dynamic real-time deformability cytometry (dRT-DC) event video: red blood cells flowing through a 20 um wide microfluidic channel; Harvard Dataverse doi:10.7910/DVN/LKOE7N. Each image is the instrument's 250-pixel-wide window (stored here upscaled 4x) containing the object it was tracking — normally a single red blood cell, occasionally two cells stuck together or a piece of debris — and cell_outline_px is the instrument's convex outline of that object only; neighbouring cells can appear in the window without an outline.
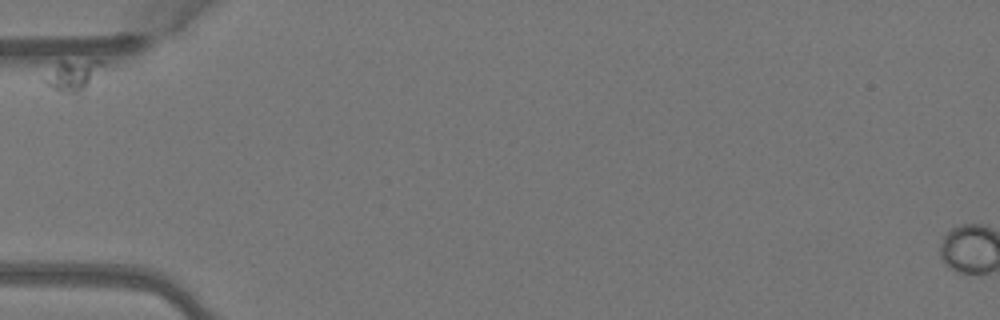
{"species": "Egyptian fruit bat (a non-hibernating species)", "species_latin": "Rousettus aegyptiacus", "temperature_condition": "warm", "stored_images_in_passage": 3, "camera_frame_rate_fps": 3000, "um_per_image_px": 0.085, "animal": {"sex": "female"}, "frame": {"image": 1, "passage_image": 1, "time_ms": 0.0, "image_size_px": [1000, 320], "cell_outline_px": [[104, 64], [80, 96], [60, 92], [44, 84], [44, 80], [60, 60], [104, 60]], "centroid_in_image_um": [6.22, 6.43], "position_along_channel_um": 78.8, "area_um2": 10.46}}
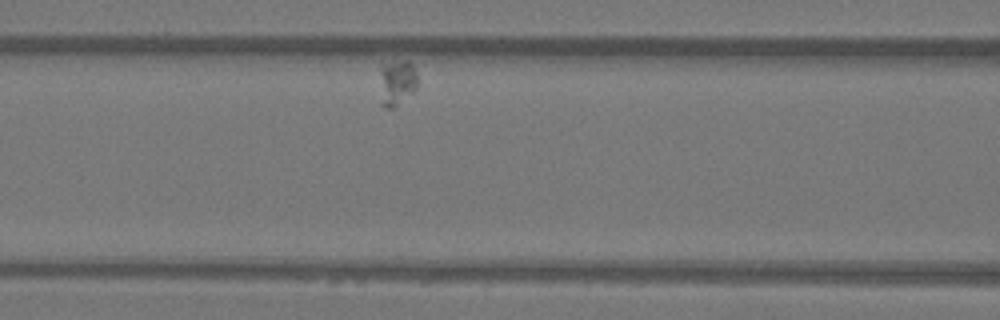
{"frame": {"image": 2, "passage_image": 3, "time_ms": 0.667, "image_size_px": [1000, 320], "cell_outline_px": [[420, 84], [396, 108], [384, 108], [380, 104], [380, 72], [388, 64], [404, 60], [408, 60], [412, 64], [416, 72]], "centroid_in_image_um": [33.77, 7.08], "position_along_channel_um": 132.8, "area_um2": 10.23}}